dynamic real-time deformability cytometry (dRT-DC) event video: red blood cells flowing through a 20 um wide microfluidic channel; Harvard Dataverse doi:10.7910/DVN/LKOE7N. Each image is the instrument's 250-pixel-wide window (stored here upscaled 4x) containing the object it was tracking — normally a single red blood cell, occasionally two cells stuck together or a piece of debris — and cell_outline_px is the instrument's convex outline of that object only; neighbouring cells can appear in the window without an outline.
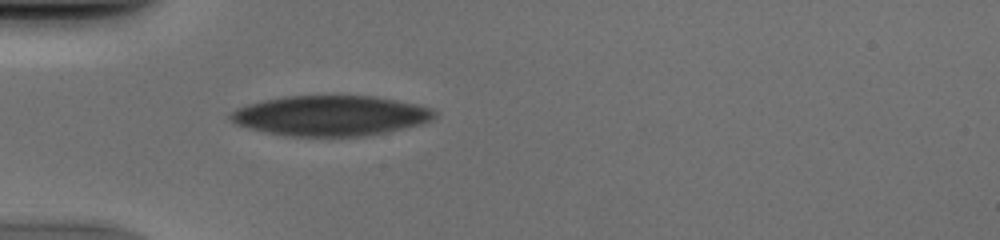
{"species": "human", "species_latin": "Homo sapiens", "temperature_condition": "cold", "stored_images_in_passage": 39, "camera_frame_rate_fps": 3000, "um_per_image_px": 0.085, "donor": {"sex": "male"}, "frame": {"image": 1, "passage_image": 4, "time_ms": 1.0, "image_size_px": [1000, 240], "cell_outline_px": [[436, 116], [432, 120], [420, 124], [384, 132], [364, 136], [288, 136], [248, 128], [236, 124], [228, 116], [236, 108], [248, 104], [264, 100], [284, 96], [376, 96], [416, 104], [432, 108], [436, 112]], "centroid_in_image_um": [28.1, 9.82], "position_along_channel_um": 56.9, "area_um2": 47.57}}
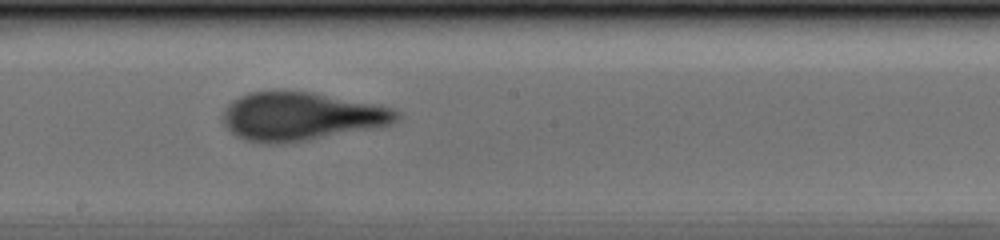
{"frame": {"image": 2, "passage_image": 17, "time_ms": 5.333, "image_size_px": [1000, 240], "cell_outline_px": [[400, 116], [396, 120], [388, 124], [284, 144], [264, 144], [244, 140], [236, 136], [220, 120], [224, 108], [232, 100], [248, 92], [280, 88], [284, 88], [312, 92], [380, 104], [392, 108], [400, 112]], "centroid_in_image_um": [25.49, 9.84], "position_along_channel_um": 222.7, "area_um2": 49.59}}
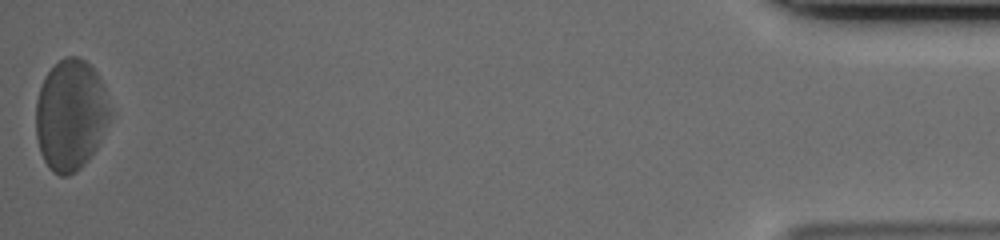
{"frame": {"image": 3, "passage_image": 39, "time_ms": 12.667, "image_size_px": [1000, 240], "cell_outline_px": [[112, 116], [96, 148], [88, 160], [76, 172], [68, 176], [60, 176], [52, 172], [48, 168], [40, 152], [36, 136], [36, 100], [44, 76], [64, 56], [76, 56], [84, 60], [96, 72], [104, 84], [112, 112]], "centroid_in_image_um": [6.02, 9.78], "position_along_channel_um": 429.2, "area_um2": 48.44}}